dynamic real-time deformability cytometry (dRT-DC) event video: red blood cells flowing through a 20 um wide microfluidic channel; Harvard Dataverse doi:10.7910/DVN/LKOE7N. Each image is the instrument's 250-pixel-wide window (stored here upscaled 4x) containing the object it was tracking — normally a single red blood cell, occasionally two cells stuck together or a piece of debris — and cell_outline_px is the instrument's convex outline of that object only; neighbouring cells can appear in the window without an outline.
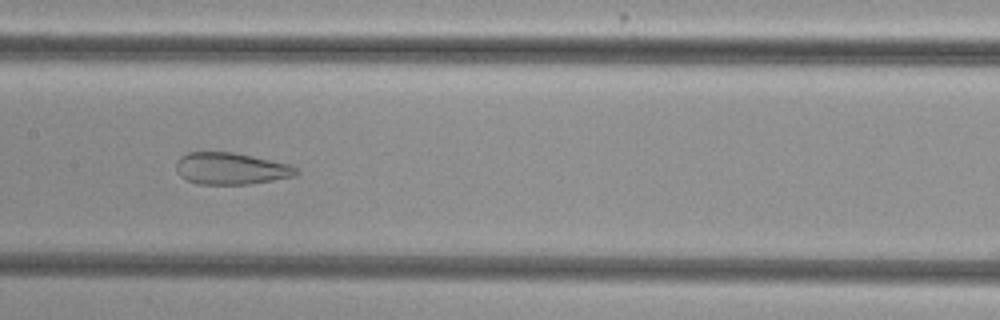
{"species": "common noctule bat (a hibernating species)", "species_latin": "Nyctalus noctula", "temperature_condition": "cold", "stored_images_in_passage": 54, "camera_frame_rate_fps": 3000, "um_per_image_px": 0.085, "animal": {"sex": "female", "body_mass_g": 29.2, "forearm_length_mm": 56.3}, "frame": {"image": 1, "passage_image": 27, "time_ms": 8.667, "image_size_px": [1000, 320], "cell_outline_px": [[300, 172], [296, 176], [248, 184], [200, 184], [188, 180], [180, 176], [176, 172], [176, 160], [180, 156], [188, 152], [236, 152], [292, 164]], "centroid_in_image_um": [19.65, 14.31], "position_along_channel_um": 187.8, "area_um2": 22.54}}
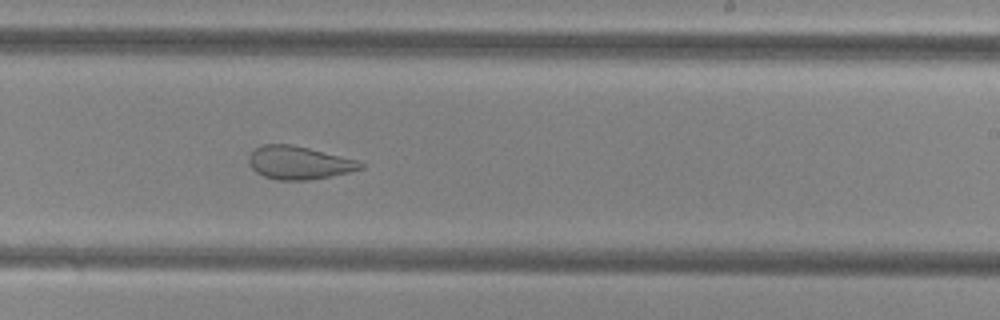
{"frame": {"image": 2, "passage_image": 33, "time_ms": 10.667, "image_size_px": [1000, 320], "cell_outline_px": [[364, 168], [348, 172], [308, 180], [276, 180], [264, 176], [256, 172], [248, 164], [248, 156], [260, 144], [292, 144], [356, 160], [364, 164]], "centroid_in_image_um": [25.35, 13.83], "position_along_channel_um": 263.6, "area_um2": 21.39}}
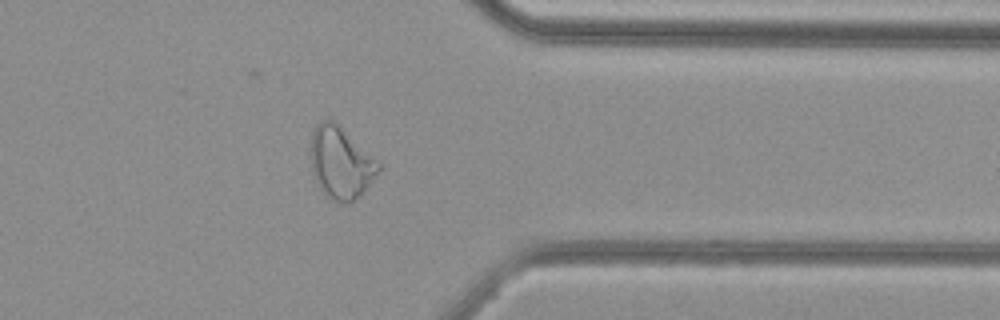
{"frame": {"image": 3, "passage_image": 43, "time_ms": 14.0, "image_size_px": [1000, 320], "cell_outline_px": [[380, 168], [368, 184], [348, 204], [344, 204], [332, 200], [320, 188], [312, 172], [312, 132], [316, 124], [324, 120], [332, 120], [376, 160], [380, 164]], "centroid_in_image_um": [28.92, 13.84], "position_along_channel_um": 382.5, "area_um2": 27.05}, "authors_computed_cell_mechanics": {"area_um2": 29.9982, "velocity_mm_per_s": 3.8044, "shape_relaxation_time_tau1_ms": null, "shape_relaxation_time_tau2_ms": 1.5713, "deformation_change_tau1": null, "deformation_change_tau2": 0.0843}}